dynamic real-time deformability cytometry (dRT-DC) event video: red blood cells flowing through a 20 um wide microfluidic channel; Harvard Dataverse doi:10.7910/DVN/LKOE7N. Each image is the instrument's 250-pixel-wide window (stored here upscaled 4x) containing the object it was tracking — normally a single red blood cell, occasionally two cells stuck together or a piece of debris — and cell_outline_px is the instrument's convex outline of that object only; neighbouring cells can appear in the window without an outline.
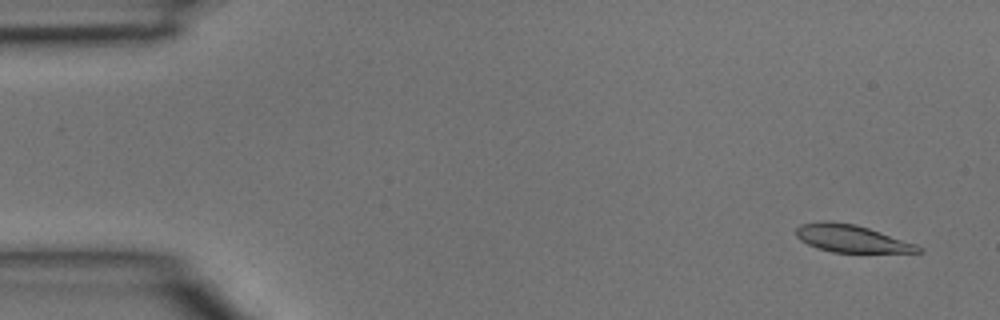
{"species": "common noctule bat (a hibernating species)", "species_latin": "Nyctalus noctula", "temperature_condition": "room temperature", "stored_images_in_passage": 4, "camera_frame_rate_fps": 3000, "um_per_image_px": 0.085, "animal": {"sex": "male", "body_mass_g": 15.6}, "frame": {"image": 1, "passage_image": 1, "time_ms": 0.0, "image_size_px": [1000, 320], "cell_outline_px": [[924, 252], [832, 252], [816, 248], [800, 240], [796, 236], [796, 228], [800, 224], [820, 220], [832, 220], [856, 224], [916, 244], [924, 248]], "centroid_in_image_um": [72.33, 20.26], "position_along_channel_um": 12.7, "area_um2": 19.65}}